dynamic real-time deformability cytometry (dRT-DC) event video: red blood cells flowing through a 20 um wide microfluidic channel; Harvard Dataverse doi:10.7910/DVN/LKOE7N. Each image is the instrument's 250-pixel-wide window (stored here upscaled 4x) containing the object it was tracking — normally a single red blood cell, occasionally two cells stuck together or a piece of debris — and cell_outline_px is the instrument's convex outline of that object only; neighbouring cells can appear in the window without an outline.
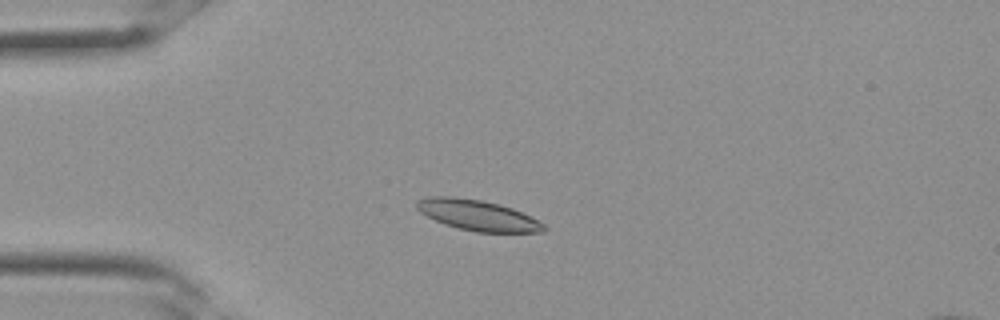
{"species": "Egyptian fruit bat (a non-hibernating species)", "species_latin": "Rousettus aegyptiacus", "temperature_condition": "room temperature", "stored_images_in_passage": 26, "camera_frame_rate_fps": 3000, "um_per_image_px": 0.085, "frame": {"image": 1, "passage_image": 2, "time_ms": 0.333, "image_size_px": [1000, 320], "cell_outline_px": [[548, 228], [544, 232], [476, 232], [444, 224], [420, 212], [416, 208], [416, 200], [428, 196], [452, 196], [480, 200], [500, 204], [512, 208], [544, 224]], "centroid_in_image_um": [40.58, 18.29], "position_along_channel_um": 44.4, "area_um2": 22.48}}
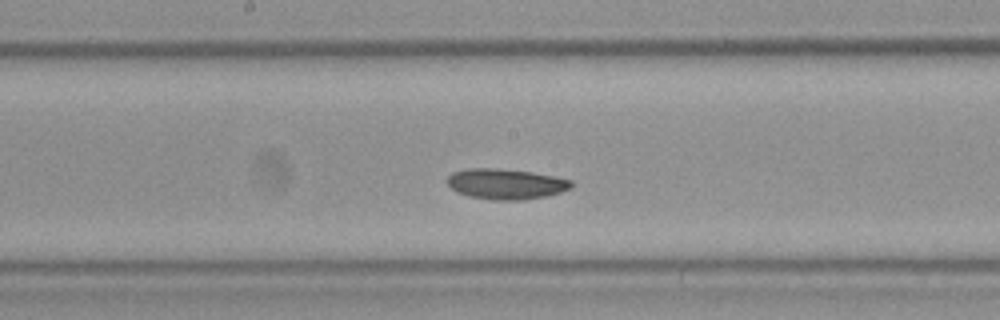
{"frame": {"image": 2, "passage_image": 11, "time_ms": 3.333, "image_size_px": [1000, 320], "cell_outline_px": [[572, 188], [548, 196], [520, 200], [496, 200], [472, 196], [460, 192], [452, 188], [444, 180], [452, 172], [468, 168], [496, 168], [532, 172], [556, 176], [572, 180]], "centroid_in_image_um": [43.03, 15.62], "position_along_channel_um": 205.2, "area_um2": 22.02}}
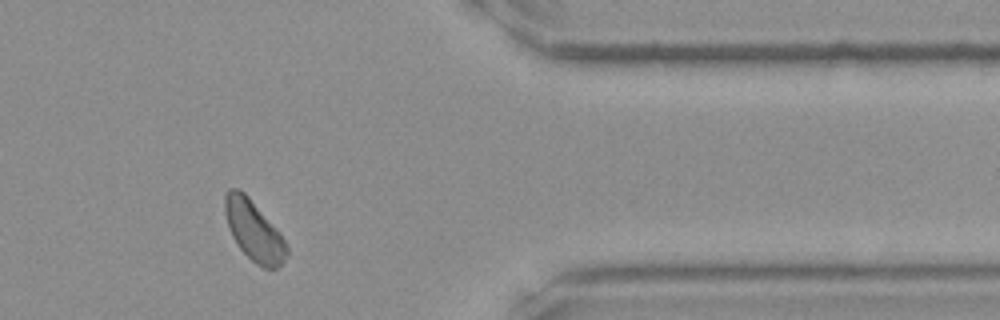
{"frame": {"image": 3, "passage_image": 21, "time_ms": 6.667, "image_size_px": [1000, 320], "cell_outline_px": [[288, 256], [276, 268], [264, 268], [256, 264], [240, 248], [232, 236], [228, 228], [224, 212], [224, 196], [228, 188], [240, 188], [248, 196], [280, 232], [288, 248]], "centroid_in_image_um": [21.56, 19.58], "position_along_channel_um": 389.8, "area_um2": 21.68}}